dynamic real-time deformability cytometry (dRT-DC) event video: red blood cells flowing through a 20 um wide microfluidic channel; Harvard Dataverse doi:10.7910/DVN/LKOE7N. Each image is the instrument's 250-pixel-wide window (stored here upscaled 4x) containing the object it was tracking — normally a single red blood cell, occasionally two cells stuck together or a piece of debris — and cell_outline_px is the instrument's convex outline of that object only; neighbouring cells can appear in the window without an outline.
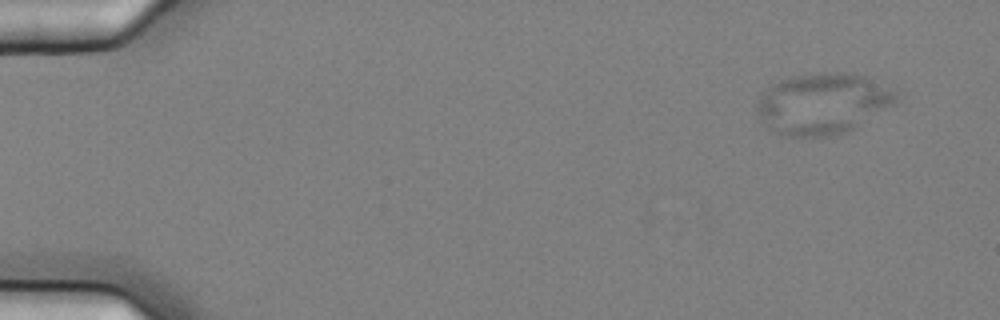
{"species": "common noctule bat (a hibernating species)", "species_latin": "Nyctalus noctula", "temperature_condition": "cold", "stored_images_in_passage": 6, "camera_frame_rate_fps": 3000, "um_per_image_px": 0.085, "animal": {"sex": "female", "body_mass_g": 25.1}, "frame": {"image": 1, "passage_image": 1, "time_ms": 0.0, "image_size_px": [1000, 320], "cell_outline_px": [[896, 100], [892, 104], [852, 128], [840, 132], [824, 136], [788, 136], [776, 132], [756, 112], [756, 108], [760, 96], [764, 92], [776, 84], [784, 80], [796, 76], [820, 72], [852, 72], [864, 76], [896, 92]], "centroid_in_image_um": [69.91, 8.78], "position_along_channel_um": 15.1, "area_um2": 47.74}}
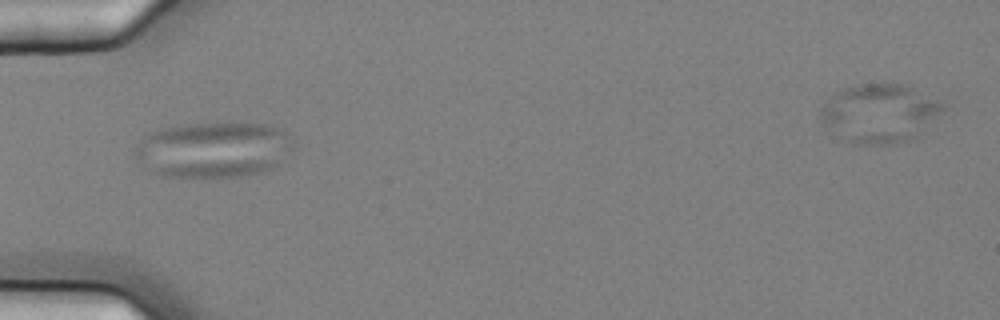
{"frame": {"image": 2, "passage_image": 5, "time_ms": 1.333, "image_size_px": [1000, 320], "cell_outline_px": [[284, 136], [276, 164], [272, 168], [264, 172], [248, 176], [220, 180], [160, 176], [144, 168], [132, 156], [132, 148], [148, 132], [156, 128], [180, 124], [268, 124], [284, 128]], "centroid_in_image_um": [17.85, 12.78], "position_along_channel_um": 67.2, "area_um2": 51.56}}